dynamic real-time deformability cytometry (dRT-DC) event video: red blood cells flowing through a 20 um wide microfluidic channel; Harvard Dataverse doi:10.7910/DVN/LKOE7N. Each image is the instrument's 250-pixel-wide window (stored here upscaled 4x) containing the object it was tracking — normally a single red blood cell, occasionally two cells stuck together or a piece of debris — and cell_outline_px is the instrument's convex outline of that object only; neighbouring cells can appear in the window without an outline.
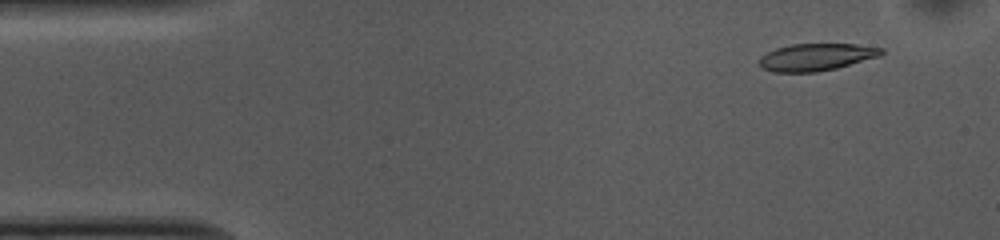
{"species": "common noctule bat (a hibernating species)", "species_latin": "Nyctalus noctula", "temperature_condition": "cold", "stored_images_in_passage": 52, "camera_frame_rate_fps": 3000, "um_per_image_px": 0.085, "animal": {"sex": "female", "body_mass_g": 10.0, "forearm_length_mm": 53.1}, "frame": {"image": 1, "passage_image": 4, "time_ms": 1.0, "image_size_px": [1000, 240], "cell_outline_px": [[884, 52], [880, 56], [836, 68], [816, 72], [772, 72], [764, 68], [756, 60], [760, 56], [776, 48], [792, 44], [856, 44], [884, 48]], "centroid_in_image_um": [69.37, 4.85], "position_along_channel_um": 15.6, "area_um2": 19.36}}
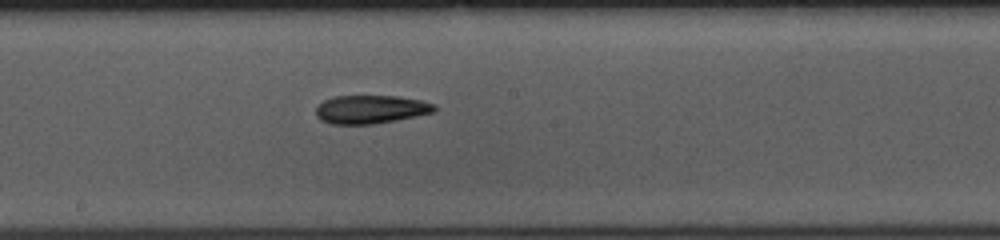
{"frame": {"image": 2, "passage_image": 27, "time_ms": 8.667, "image_size_px": [1000, 240], "cell_outline_px": [[436, 112], [396, 120], [372, 124], [332, 124], [320, 120], [316, 116], [316, 108], [324, 100], [336, 96], [396, 96], [420, 100], [436, 104]], "centroid_in_image_um": [31.53, 9.3], "position_along_channel_um": 216.7, "area_um2": 19.59}}
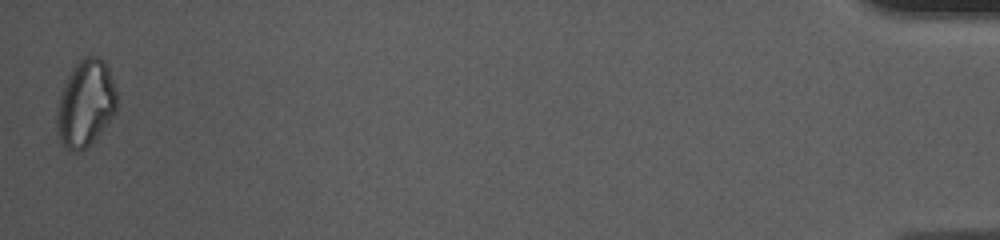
{"frame": {"image": 3, "passage_image": 52, "time_ms": 17.0, "image_size_px": [1000, 240], "cell_outline_px": [[116, 112], [100, 132], [84, 148], [76, 152], [68, 152], [64, 148], [60, 140], [56, 124], [56, 112], [60, 96], [64, 84], [72, 68], [84, 56], [96, 56], [104, 60], [108, 68], [116, 92]], "centroid_in_image_um": [7.25, 8.8], "position_along_channel_um": 427.9, "area_um2": 30.0}, "authors_computed_cell_mechanics": {"area_um2": 20.4323, "velocity_mm_per_s": 3.7042, "shape_relaxation_time_tau1_ms": 5.2562, "shape_relaxation_time_tau2_ms": null, "deformation_change_tau1": 0.1447, "deformation_change_tau2": null}}